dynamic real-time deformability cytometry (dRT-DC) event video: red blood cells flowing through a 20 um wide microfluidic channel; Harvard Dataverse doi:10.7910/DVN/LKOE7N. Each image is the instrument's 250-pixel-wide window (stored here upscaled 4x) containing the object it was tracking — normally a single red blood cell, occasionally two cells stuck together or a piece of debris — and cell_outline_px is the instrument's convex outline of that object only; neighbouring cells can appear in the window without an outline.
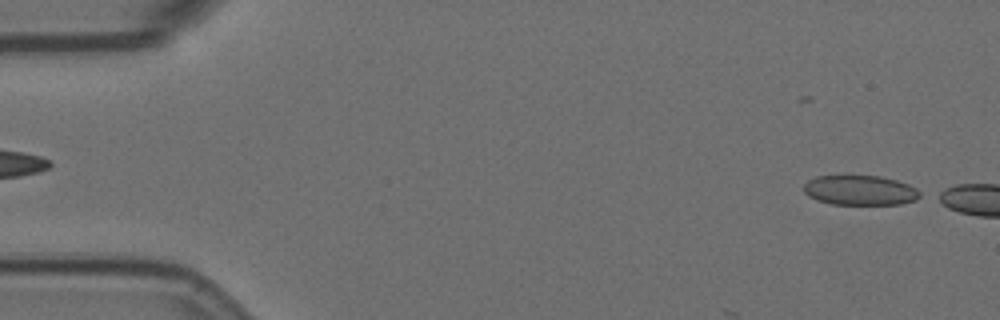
{"species": "Egyptian fruit bat (a non-hibernating species)", "species_latin": "Rousettus aegyptiacus", "temperature_condition": "room temperature", "stored_images_in_passage": 5, "segment_of_instrument_passage": [2, 2], "camera_frame_rate_fps": 3000, "um_per_image_px": 0.085, "animal": {"sex": "female"}, "frame": {"image": 1, "passage_image": 5, "time_ms": 4.667, "image_size_px": [1000, 320], "cell_outline_px": [[924, 196], [916, 200], [900, 204], [832, 204], [816, 200], [808, 196], [804, 192], [804, 184], [808, 180], [816, 176], [880, 176], [896, 180], [908, 184], [924, 192]], "centroid_in_image_um": [73.15, 16.18], "position_along_channel_um": 11.8, "area_um2": 20.4}}